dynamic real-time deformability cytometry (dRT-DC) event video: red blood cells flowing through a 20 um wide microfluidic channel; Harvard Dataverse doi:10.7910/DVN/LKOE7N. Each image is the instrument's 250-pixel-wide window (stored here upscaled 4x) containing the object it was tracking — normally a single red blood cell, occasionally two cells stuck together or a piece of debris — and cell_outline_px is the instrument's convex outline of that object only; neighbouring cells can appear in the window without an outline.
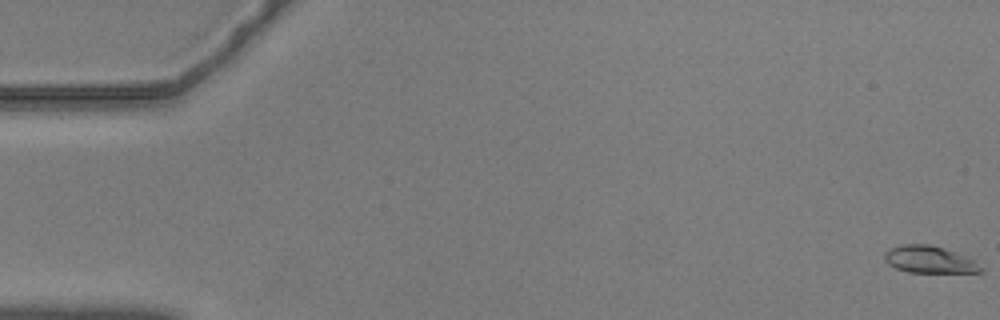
{"species": "common noctule bat (a hibernating species)", "species_latin": "Nyctalus noctula", "temperature_condition": "warm", "stored_images_in_passage": 58, "camera_frame_rate_fps": 3000, "um_per_image_px": 0.085, "animal": {"sex": "male", "body_mass_g": 20.5, "forearm_length_mm": 52.5}, "frame": {"image": 1, "passage_image": 1, "time_ms": 0.0, "image_size_px": [1000, 320], "cell_outline_px": [[984, 272], [908, 272], [896, 268], [888, 264], [884, 260], [884, 252], [892, 248], [904, 244], [928, 244], [944, 248], [972, 256], [984, 268]], "centroid_in_image_um": [79.08, 22.06], "position_along_channel_um": 5.9, "area_um2": 15.49}}
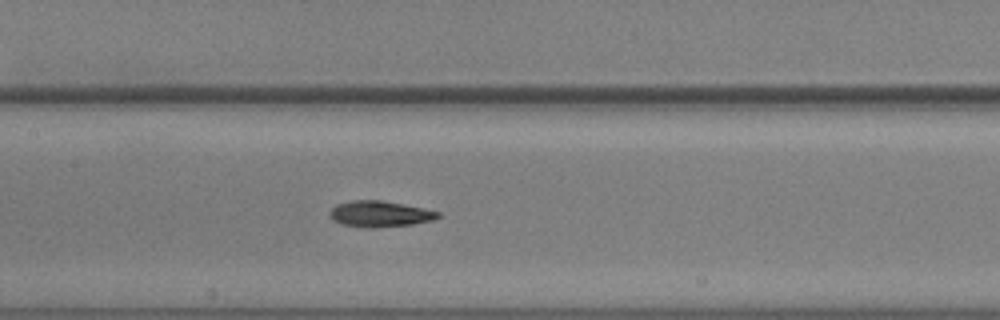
{"frame": {"image": 2, "passage_image": 28, "time_ms": 9.0, "image_size_px": [1000, 320], "cell_outline_px": [[440, 216], [432, 220], [412, 224], [376, 228], [368, 228], [340, 224], [332, 220], [328, 216], [328, 212], [336, 204], [352, 200], [380, 200], [424, 208], [440, 212]], "centroid_in_image_um": [32.23, 18.19], "position_along_channel_um": 175.2, "area_um2": 16.53}}
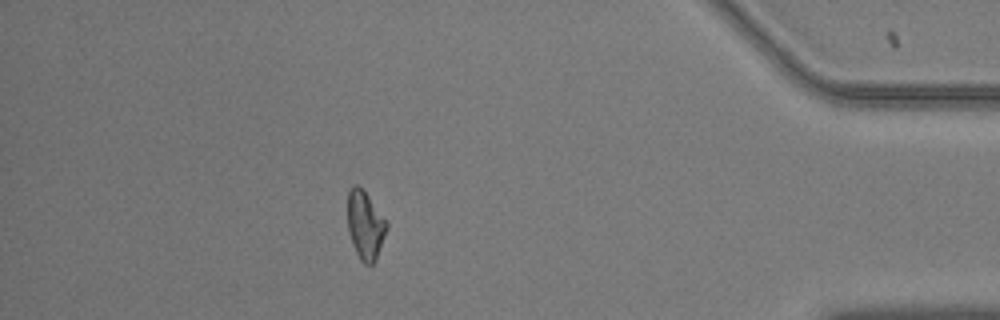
{"frame": {"image": 3, "passage_image": 51, "time_ms": 16.667, "image_size_px": [1000, 320], "cell_outline_px": [[388, 228], [376, 260], [372, 264], [364, 264], [360, 260], [352, 244], [348, 232], [348, 192], [352, 184], [356, 184], [364, 188], [388, 220]], "centroid_in_image_um": [31.07, 19.09], "position_along_channel_um": 404.1, "area_um2": 16.13}, "authors_computed_cell_mechanics": {"area_um2": 15.9239, "velocity_mm_per_s": 3.5699, "shape_relaxation_time_tau1_ms": 4.0985, "shape_relaxation_time_tau2_ms": 2.4051, "deformation_change_tau1": 0.161, "deformation_change_tau2": 0.0643}}